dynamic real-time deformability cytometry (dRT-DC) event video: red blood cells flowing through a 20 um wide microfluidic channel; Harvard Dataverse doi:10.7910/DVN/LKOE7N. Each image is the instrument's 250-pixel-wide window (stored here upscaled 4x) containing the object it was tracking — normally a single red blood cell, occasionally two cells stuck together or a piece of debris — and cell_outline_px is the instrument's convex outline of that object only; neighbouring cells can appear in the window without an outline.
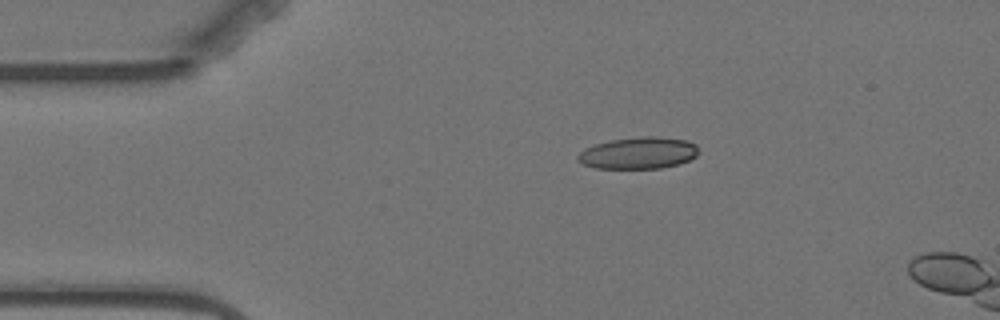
{"species": "Egyptian fruit bat (a non-hibernating species)", "species_latin": "Rousettus aegyptiacus", "temperature_condition": "warm", "stored_images_in_passage": 5, "camera_frame_rate_fps": 3000, "um_per_image_px": 0.085, "animal": {"sex": "female"}, "frame": {"image": 1, "passage_image": 5, "time_ms": 4.667, "image_size_px": [1000, 320], "cell_outline_px": [[700, 152], [696, 156], [680, 164], [660, 168], [596, 168], [584, 164], [576, 160], [576, 156], [584, 148], [596, 144], [612, 140], [644, 136], [656, 136], [688, 140], [696, 144]], "centroid_in_image_um": [54.29, 13.0], "position_along_channel_um": 30.7, "area_um2": 22.43}}